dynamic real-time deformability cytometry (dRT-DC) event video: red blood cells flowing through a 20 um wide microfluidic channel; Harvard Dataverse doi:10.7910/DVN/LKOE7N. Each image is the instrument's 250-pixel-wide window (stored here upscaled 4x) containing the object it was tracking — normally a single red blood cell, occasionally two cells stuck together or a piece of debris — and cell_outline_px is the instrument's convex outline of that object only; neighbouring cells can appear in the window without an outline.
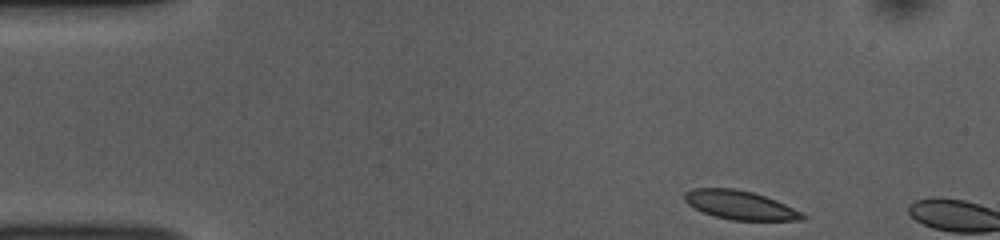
{"species": "common noctule bat (a hibernating species)", "species_latin": "Nyctalus noctula", "temperature_condition": "room temperature", "stored_images_in_passage": 3, "camera_frame_rate_fps": 3000, "um_per_image_px": 0.085, "animal": {"sex": "female", "body_mass_g": 10.0, "forearm_length_mm": 53.1}, "frame": {"image": 1, "passage_image": 1, "time_ms": 0.0, "image_size_px": [1000, 240], "cell_outline_px": [[808, 216], [804, 220], [732, 220], [716, 216], [704, 212], [688, 204], [684, 200], [684, 192], [692, 188], [732, 188], [752, 192], [776, 200]], "centroid_in_image_um": [62.89, 17.42], "position_along_channel_um": 22.1, "area_um2": 19.54}}